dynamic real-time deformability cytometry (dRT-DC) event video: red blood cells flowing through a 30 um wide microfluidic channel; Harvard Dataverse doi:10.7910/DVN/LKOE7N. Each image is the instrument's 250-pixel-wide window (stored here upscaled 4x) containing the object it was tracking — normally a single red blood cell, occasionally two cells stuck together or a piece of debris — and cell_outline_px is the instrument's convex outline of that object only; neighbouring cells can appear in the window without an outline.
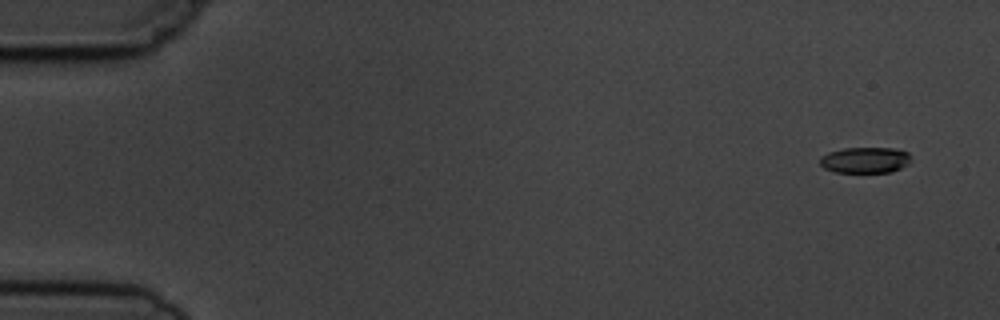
{"species": "common noctule bat (a hibernating species)", "species_latin": "Nyctalus noctula", "temperature_condition": "cold", "stored_images_in_passage": 5, "camera_frame_rate_fps": 3000, "um_per_image_px": 0.085, "animal": {"sex": "male", "body_mass_g": 19.5, "forearm_length_mm": 54.6}, "frame": {"image": 1, "passage_image": 1, "time_ms": 0.0, "image_size_px": [1000, 320], "cell_outline_px": [[912, 156], [908, 164], [892, 172], [836, 172], [824, 168], [820, 164], [820, 156], [828, 152], [844, 148], [892, 148], [908, 152]], "centroid_in_image_um": [73.54, 13.6], "position_along_channel_um": 11.5, "area_um2": 13.81}}